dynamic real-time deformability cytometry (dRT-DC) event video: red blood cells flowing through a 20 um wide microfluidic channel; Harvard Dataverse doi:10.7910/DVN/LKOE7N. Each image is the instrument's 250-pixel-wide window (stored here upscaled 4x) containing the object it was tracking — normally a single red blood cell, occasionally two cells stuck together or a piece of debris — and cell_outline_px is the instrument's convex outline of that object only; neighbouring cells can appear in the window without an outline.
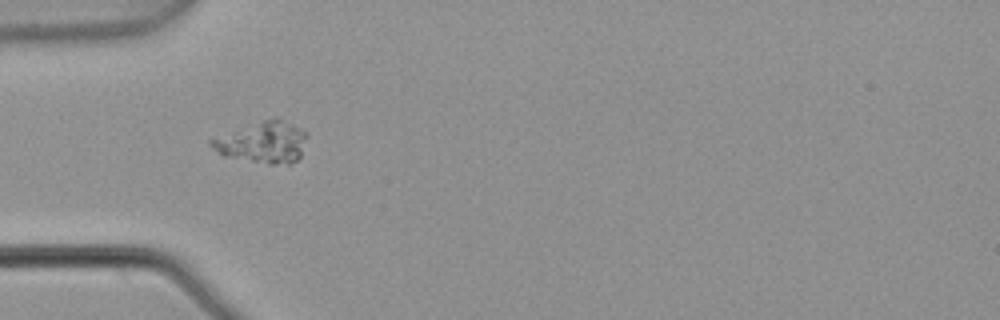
{"species": "common noctule bat (a hibernating species)", "species_latin": "Nyctalus noctula", "temperature_condition": "warm", "stored_images_in_passage": 2, "camera_frame_rate_fps": 3000, "um_per_image_px": 0.085, "animal": {"sex": "male", "body_mass_g": 21.5, "forearm_length_mm": 52.0}, "frame": {"image": 1, "passage_image": 1, "time_ms": 0.0, "image_size_px": [1000, 320], "cell_outline_px": [[308, 136], [300, 156], [296, 160], [288, 164], [268, 164], [224, 156], [212, 148], [208, 144], [208, 140], [264, 120], [276, 116], [308, 132]], "centroid_in_image_um": [22.38, 12.1], "position_along_channel_um": 62.6, "area_um2": 22.83}}
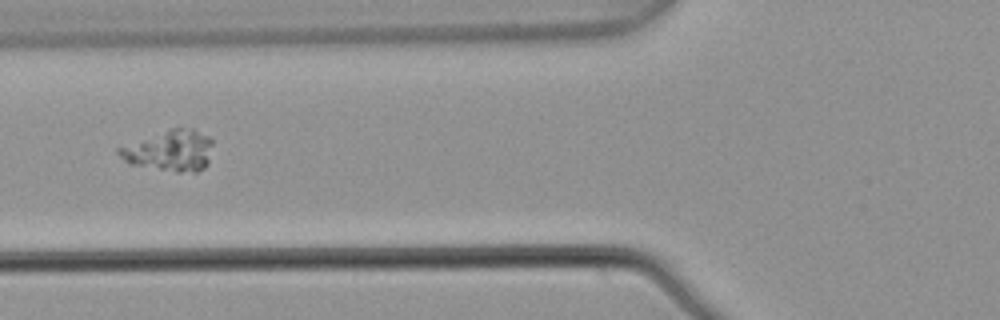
{"frame": {"image": 2, "passage_image": 2, "time_ms": 0.333, "image_size_px": [1000, 320], "cell_outline_px": [[212, 144], [208, 164], [204, 168], [196, 172], [176, 172], [128, 164], [116, 152], [116, 148], [180, 124], [192, 128], [208, 136], [212, 140]], "centroid_in_image_um": [14.44, 12.78], "position_along_channel_um": 111.4, "area_um2": 22.83}}